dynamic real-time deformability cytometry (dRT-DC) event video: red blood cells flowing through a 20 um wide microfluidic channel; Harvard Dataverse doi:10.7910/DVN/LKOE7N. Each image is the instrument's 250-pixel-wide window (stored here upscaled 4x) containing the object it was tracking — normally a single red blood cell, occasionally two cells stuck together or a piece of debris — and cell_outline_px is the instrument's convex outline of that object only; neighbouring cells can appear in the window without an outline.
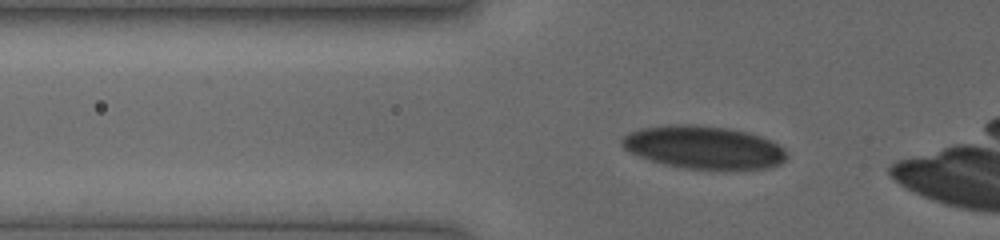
{"species": "human", "species_latin": "Homo sapiens", "temperature_condition": "cold", "stored_images_in_passage": 30, "camera_frame_rate_fps": 3000, "um_per_image_px": 0.085, "donor": {"sex": "female"}, "frame": {"image": 1, "passage_image": 3, "time_ms": 0.667, "image_size_px": [1000, 240], "cell_outline_px": [[788, 156], [780, 164], [768, 168], [724, 172], [684, 168], [664, 164], [628, 152], [620, 144], [620, 140], [628, 132], [640, 128], [664, 124], [696, 124], [724, 128], [744, 132], [760, 136], [772, 140], [784, 148]], "centroid_in_image_um": [59.82, 12.55], "position_along_channel_um": 66.0, "area_um2": 42.19}}
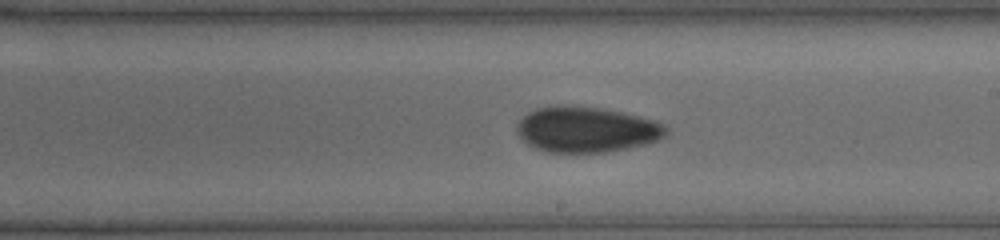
{"frame": {"image": 2, "passage_image": 16, "time_ms": 5.0, "image_size_px": [1000, 240], "cell_outline_px": [[668, 136], [648, 144], [628, 148], [604, 152], [544, 152], [528, 144], [516, 132], [516, 124], [528, 112], [536, 108], [560, 104], [564, 104], [604, 108], [656, 120], [664, 124], [668, 128]], "centroid_in_image_um": [49.88, 11.0], "position_along_channel_um": 239.1, "area_um2": 40.17}}
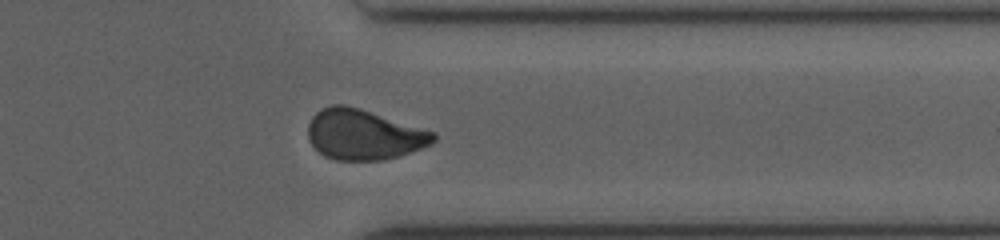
{"frame": {"image": 3, "passage_image": 26, "time_ms": 8.333, "image_size_px": [1000, 240], "cell_outline_px": [[436, 140], [432, 144], [400, 156], [384, 160], [336, 160], [324, 156], [308, 140], [308, 124], [312, 116], [320, 108], [332, 104], [344, 104], [360, 108], [436, 132]], "centroid_in_image_um": [30.92, 11.43], "position_along_channel_um": 380.5, "area_um2": 37.05}}